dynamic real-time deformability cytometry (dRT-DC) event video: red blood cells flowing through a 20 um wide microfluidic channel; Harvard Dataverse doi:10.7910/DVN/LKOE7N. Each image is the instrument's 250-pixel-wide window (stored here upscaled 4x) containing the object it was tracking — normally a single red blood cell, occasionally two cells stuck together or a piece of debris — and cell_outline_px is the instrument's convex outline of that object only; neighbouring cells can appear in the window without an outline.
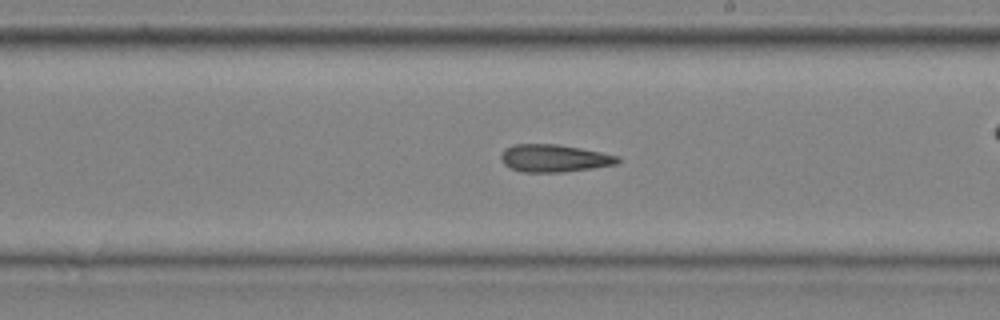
{"species": "common noctule bat (a hibernating species)", "species_latin": "Nyctalus noctula", "temperature_condition": "cold", "stored_images_in_passage": 40, "camera_frame_rate_fps": 3000, "um_per_image_px": 0.085, "animal": {"sex": "male", "body_mass_g": 20.4}, "frame": {"image": 1, "passage_image": 28, "time_ms": 9.0, "image_size_px": [1000, 320], "cell_outline_px": [[620, 160], [616, 164], [592, 168], [564, 172], [520, 172], [504, 164], [500, 160], [500, 156], [504, 148], [516, 144], [560, 144], [620, 156]], "centroid_in_image_um": [47.08, 13.45], "position_along_channel_um": 241.9, "area_um2": 18.79}}
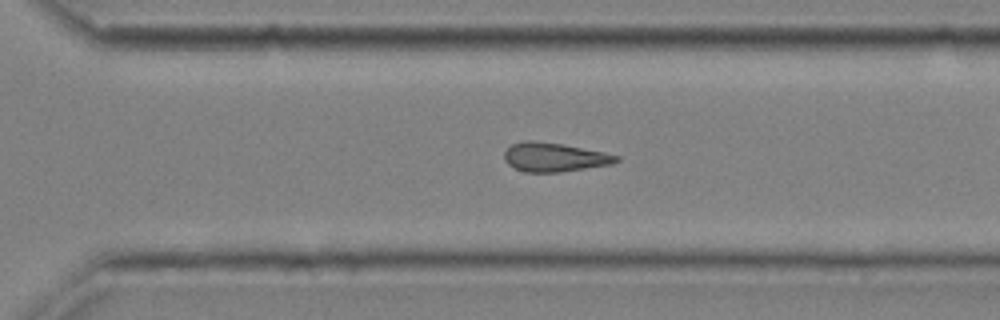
{"frame": {"image": 2, "passage_image": 34, "time_ms": 11.0, "image_size_px": [1000, 320], "cell_outline_px": [[620, 160], [612, 164], [560, 172], [524, 172], [508, 164], [504, 160], [504, 152], [512, 144], [524, 140], [536, 140], [564, 144], [604, 152], [620, 156]], "centroid_in_image_um": [47.12, 13.35], "position_along_channel_um": 323.5, "area_um2": 19.02}}